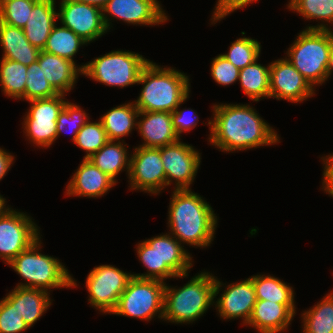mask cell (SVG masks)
Here are the masks:
<instances>
[{
	"label": "cell",
	"instance_id": "cell-1",
	"mask_svg": "<svg viewBox=\"0 0 333 333\" xmlns=\"http://www.w3.org/2000/svg\"><path fill=\"white\" fill-rule=\"evenodd\" d=\"M208 141L222 152L244 151L280 143L276 130L250 104H213Z\"/></svg>",
	"mask_w": 333,
	"mask_h": 333
},
{
	"label": "cell",
	"instance_id": "cell-2",
	"mask_svg": "<svg viewBox=\"0 0 333 333\" xmlns=\"http://www.w3.org/2000/svg\"><path fill=\"white\" fill-rule=\"evenodd\" d=\"M203 196L189 189H174L168 209V227L181 244L211 246L218 218Z\"/></svg>",
	"mask_w": 333,
	"mask_h": 333
},
{
	"label": "cell",
	"instance_id": "cell-3",
	"mask_svg": "<svg viewBox=\"0 0 333 333\" xmlns=\"http://www.w3.org/2000/svg\"><path fill=\"white\" fill-rule=\"evenodd\" d=\"M137 84L143 85L134 101L139 111L171 113L190 95V80L186 73L158 66L151 60L142 69Z\"/></svg>",
	"mask_w": 333,
	"mask_h": 333
},
{
	"label": "cell",
	"instance_id": "cell-4",
	"mask_svg": "<svg viewBox=\"0 0 333 333\" xmlns=\"http://www.w3.org/2000/svg\"><path fill=\"white\" fill-rule=\"evenodd\" d=\"M136 250L139 261L148 270L141 274L132 273L137 278L163 282L176 277L185 278L193 267L191 254L169 232L139 242Z\"/></svg>",
	"mask_w": 333,
	"mask_h": 333
},
{
	"label": "cell",
	"instance_id": "cell-5",
	"mask_svg": "<svg viewBox=\"0 0 333 333\" xmlns=\"http://www.w3.org/2000/svg\"><path fill=\"white\" fill-rule=\"evenodd\" d=\"M201 272L182 287L165 283L163 320L175 324L197 321L214 305L215 276Z\"/></svg>",
	"mask_w": 333,
	"mask_h": 333
},
{
	"label": "cell",
	"instance_id": "cell-6",
	"mask_svg": "<svg viewBox=\"0 0 333 333\" xmlns=\"http://www.w3.org/2000/svg\"><path fill=\"white\" fill-rule=\"evenodd\" d=\"M41 244L40 237L8 264L25 281L17 286L41 289L49 293L53 288H76L77 280L71 276L65 264L58 258L40 253Z\"/></svg>",
	"mask_w": 333,
	"mask_h": 333
},
{
	"label": "cell",
	"instance_id": "cell-7",
	"mask_svg": "<svg viewBox=\"0 0 333 333\" xmlns=\"http://www.w3.org/2000/svg\"><path fill=\"white\" fill-rule=\"evenodd\" d=\"M332 31L303 29L286 52L285 58L313 88L327 81V64L333 44Z\"/></svg>",
	"mask_w": 333,
	"mask_h": 333
},
{
	"label": "cell",
	"instance_id": "cell-8",
	"mask_svg": "<svg viewBox=\"0 0 333 333\" xmlns=\"http://www.w3.org/2000/svg\"><path fill=\"white\" fill-rule=\"evenodd\" d=\"M149 61L139 53L113 50L83 64L82 75L107 86L124 88L138 83Z\"/></svg>",
	"mask_w": 333,
	"mask_h": 333
},
{
	"label": "cell",
	"instance_id": "cell-9",
	"mask_svg": "<svg viewBox=\"0 0 333 333\" xmlns=\"http://www.w3.org/2000/svg\"><path fill=\"white\" fill-rule=\"evenodd\" d=\"M165 283L156 279L132 277L111 314L151 321L163 319Z\"/></svg>",
	"mask_w": 333,
	"mask_h": 333
},
{
	"label": "cell",
	"instance_id": "cell-10",
	"mask_svg": "<svg viewBox=\"0 0 333 333\" xmlns=\"http://www.w3.org/2000/svg\"><path fill=\"white\" fill-rule=\"evenodd\" d=\"M64 94L52 98L35 99L23 118L22 128L28 140L39 148H49L57 140V118L67 99Z\"/></svg>",
	"mask_w": 333,
	"mask_h": 333
},
{
	"label": "cell",
	"instance_id": "cell-11",
	"mask_svg": "<svg viewBox=\"0 0 333 333\" xmlns=\"http://www.w3.org/2000/svg\"><path fill=\"white\" fill-rule=\"evenodd\" d=\"M132 277V273H126L114 265L94 267L85 282L89 293L88 302L103 314L111 315Z\"/></svg>",
	"mask_w": 333,
	"mask_h": 333
},
{
	"label": "cell",
	"instance_id": "cell-12",
	"mask_svg": "<svg viewBox=\"0 0 333 333\" xmlns=\"http://www.w3.org/2000/svg\"><path fill=\"white\" fill-rule=\"evenodd\" d=\"M26 212L9 209L0 217V259L9 264L40 236V229Z\"/></svg>",
	"mask_w": 333,
	"mask_h": 333
},
{
	"label": "cell",
	"instance_id": "cell-13",
	"mask_svg": "<svg viewBox=\"0 0 333 333\" xmlns=\"http://www.w3.org/2000/svg\"><path fill=\"white\" fill-rule=\"evenodd\" d=\"M131 153L128 176L131 190L158 195L166 189V174L161 160L160 147L137 146Z\"/></svg>",
	"mask_w": 333,
	"mask_h": 333
},
{
	"label": "cell",
	"instance_id": "cell-14",
	"mask_svg": "<svg viewBox=\"0 0 333 333\" xmlns=\"http://www.w3.org/2000/svg\"><path fill=\"white\" fill-rule=\"evenodd\" d=\"M161 160L166 174V187L189 189L197 175L201 163V154L190 144L181 139L160 147Z\"/></svg>",
	"mask_w": 333,
	"mask_h": 333
},
{
	"label": "cell",
	"instance_id": "cell-15",
	"mask_svg": "<svg viewBox=\"0 0 333 333\" xmlns=\"http://www.w3.org/2000/svg\"><path fill=\"white\" fill-rule=\"evenodd\" d=\"M222 286L223 282L215 276L214 300H217L214 301V307L217 309V314L226 320L242 318V324L246 325L257 301L252 278L230 283L224 286L225 290ZM221 289L223 292L217 298Z\"/></svg>",
	"mask_w": 333,
	"mask_h": 333
},
{
	"label": "cell",
	"instance_id": "cell-16",
	"mask_svg": "<svg viewBox=\"0 0 333 333\" xmlns=\"http://www.w3.org/2000/svg\"><path fill=\"white\" fill-rule=\"evenodd\" d=\"M57 12L61 25L71 29L88 44L108 32L102 10L91 4L61 0Z\"/></svg>",
	"mask_w": 333,
	"mask_h": 333
},
{
	"label": "cell",
	"instance_id": "cell-17",
	"mask_svg": "<svg viewBox=\"0 0 333 333\" xmlns=\"http://www.w3.org/2000/svg\"><path fill=\"white\" fill-rule=\"evenodd\" d=\"M102 13L108 31L113 27L111 20L114 18L127 24L140 26L159 25L169 20L157 0H109L102 9Z\"/></svg>",
	"mask_w": 333,
	"mask_h": 333
},
{
	"label": "cell",
	"instance_id": "cell-18",
	"mask_svg": "<svg viewBox=\"0 0 333 333\" xmlns=\"http://www.w3.org/2000/svg\"><path fill=\"white\" fill-rule=\"evenodd\" d=\"M269 98L302 103L315 95V88L286 59H277L270 63Z\"/></svg>",
	"mask_w": 333,
	"mask_h": 333
},
{
	"label": "cell",
	"instance_id": "cell-19",
	"mask_svg": "<svg viewBox=\"0 0 333 333\" xmlns=\"http://www.w3.org/2000/svg\"><path fill=\"white\" fill-rule=\"evenodd\" d=\"M117 183L96 167L92 161L83 158L73 173L64 192L68 197L99 198Z\"/></svg>",
	"mask_w": 333,
	"mask_h": 333
},
{
	"label": "cell",
	"instance_id": "cell-20",
	"mask_svg": "<svg viewBox=\"0 0 333 333\" xmlns=\"http://www.w3.org/2000/svg\"><path fill=\"white\" fill-rule=\"evenodd\" d=\"M295 304H279L268 300L257 299L246 326L259 333L284 332L296 315Z\"/></svg>",
	"mask_w": 333,
	"mask_h": 333
},
{
	"label": "cell",
	"instance_id": "cell-21",
	"mask_svg": "<svg viewBox=\"0 0 333 333\" xmlns=\"http://www.w3.org/2000/svg\"><path fill=\"white\" fill-rule=\"evenodd\" d=\"M138 117L137 129L144 141L139 146L159 148L181 139L173 128L170 112L139 111Z\"/></svg>",
	"mask_w": 333,
	"mask_h": 333
},
{
	"label": "cell",
	"instance_id": "cell-22",
	"mask_svg": "<svg viewBox=\"0 0 333 333\" xmlns=\"http://www.w3.org/2000/svg\"><path fill=\"white\" fill-rule=\"evenodd\" d=\"M38 62L45 78L59 94L67 95L73 90L79 75H82L83 65L43 50L40 51Z\"/></svg>",
	"mask_w": 333,
	"mask_h": 333
},
{
	"label": "cell",
	"instance_id": "cell-23",
	"mask_svg": "<svg viewBox=\"0 0 333 333\" xmlns=\"http://www.w3.org/2000/svg\"><path fill=\"white\" fill-rule=\"evenodd\" d=\"M55 0H37L31 10L24 33L32 46L43 50L51 30L58 22Z\"/></svg>",
	"mask_w": 333,
	"mask_h": 333
},
{
	"label": "cell",
	"instance_id": "cell-24",
	"mask_svg": "<svg viewBox=\"0 0 333 333\" xmlns=\"http://www.w3.org/2000/svg\"><path fill=\"white\" fill-rule=\"evenodd\" d=\"M6 297L16 303V309L30 328L52 305L50 293L41 289L15 286Z\"/></svg>",
	"mask_w": 333,
	"mask_h": 333
},
{
	"label": "cell",
	"instance_id": "cell-25",
	"mask_svg": "<svg viewBox=\"0 0 333 333\" xmlns=\"http://www.w3.org/2000/svg\"><path fill=\"white\" fill-rule=\"evenodd\" d=\"M0 45L2 58L20 62L30 66L38 60L40 49L32 46L25 36L24 30L0 22Z\"/></svg>",
	"mask_w": 333,
	"mask_h": 333
},
{
	"label": "cell",
	"instance_id": "cell-26",
	"mask_svg": "<svg viewBox=\"0 0 333 333\" xmlns=\"http://www.w3.org/2000/svg\"><path fill=\"white\" fill-rule=\"evenodd\" d=\"M139 110L134 102L125 103L110 109L99 119L106 131L109 141H124L136 129ZM121 139V140H120Z\"/></svg>",
	"mask_w": 333,
	"mask_h": 333
},
{
	"label": "cell",
	"instance_id": "cell-27",
	"mask_svg": "<svg viewBox=\"0 0 333 333\" xmlns=\"http://www.w3.org/2000/svg\"><path fill=\"white\" fill-rule=\"evenodd\" d=\"M127 144L124 141H108L99 151L88 159L107 174L116 183V177L122 171H126L129 176L131 154H128ZM125 169V170H124Z\"/></svg>",
	"mask_w": 333,
	"mask_h": 333
},
{
	"label": "cell",
	"instance_id": "cell-28",
	"mask_svg": "<svg viewBox=\"0 0 333 333\" xmlns=\"http://www.w3.org/2000/svg\"><path fill=\"white\" fill-rule=\"evenodd\" d=\"M257 61L241 69L238 79L244 94L255 102L268 99L270 94V64L266 67Z\"/></svg>",
	"mask_w": 333,
	"mask_h": 333
},
{
	"label": "cell",
	"instance_id": "cell-29",
	"mask_svg": "<svg viewBox=\"0 0 333 333\" xmlns=\"http://www.w3.org/2000/svg\"><path fill=\"white\" fill-rule=\"evenodd\" d=\"M303 333H333V291L301 314Z\"/></svg>",
	"mask_w": 333,
	"mask_h": 333
},
{
	"label": "cell",
	"instance_id": "cell-30",
	"mask_svg": "<svg viewBox=\"0 0 333 333\" xmlns=\"http://www.w3.org/2000/svg\"><path fill=\"white\" fill-rule=\"evenodd\" d=\"M256 298L268 300L279 304H295L294 290L289 283L281 279L265 274L251 276Z\"/></svg>",
	"mask_w": 333,
	"mask_h": 333
},
{
	"label": "cell",
	"instance_id": "cell-31",
	"mask_svg": "<svg viewBox=\"0 0 333 333\" xmlns=\"http://www.w3.org/2000/svg\"><path fill=\"white\" fill-rule=\"evenodd\" d=\"M287 9L298 13L307 20H321L316 26L310 25L309 30H332L327 23L333 24V0H290ZM326 22V23H325Z\"/></svg>",
	"mask_w": 333,
	"mask_h": 333
},
{
	"label": "cell",
	"instance_id": "cell-32",
	"mask_svg": "<svg viewBox=\"0 0 333 333\" xmlns=\"http://www.w3.org/2000/svg\"><path fill=\"white\" fill-rule=\"evenodd\" d=\"M28 66L6 58L0 60V84L4 95L12 99L25 100Z\"/></svg>",
	"mask_w": 333,
	"mask_h": 333
},
{
	"label": "cell",
	"instance_id": "cell-33",
	"mask_svg": "<svg viewBox=\"0 0 333 333\" xmlns=\"http://www.w3.org/2000/svg\"><path fill=\"white\" fill-rule=\"evenodd\" d=\"M82 38L76 35L71 29L56 24L47 39L43 51L60 56L76 64L74 56L83 45L87 46Z\"/></svg>",
	"mask_w": 333,
	"mask_h": 333
},
{
	"label": "cell",
	"instance_id": "cell-34",
	"mask_svg": "<svg viewBox=\"0 0 333 333\" xmlns=\"http://www.w3.org/2000/svg\"><path fill=\"white\" fill-rule=\"evenodd\" d=\"M260 53V42L244 36L231 43L228 52L221 55L241 70L258 60Z\"/></svg>",
	"mask_w": 333,
	"mask_h": 333
},
{
	"label": "cell",
	"instance_id": "cell-35",
	"mask_svg": "<svg viewBox=\"0 0 333 333\" xmlns=\"http://www.w3.org/2000/svg\"><path fill=\"white\" fill-rule=\"evenodd\" d=\"M108 141L109 139L101 121L91 122L89 119L79 130L73 143L86 152L83 158L88 159Z\"/></svg>",
	"mask_w": 333,
	"mask_h": 333
},
{
	"label": "cell",
	"instance_id": "cell-36",
	"mask_svg": "<svg viewBox=\"0 0 333 333\" xmlns=\"http://www.w3.org/2000/svg\"><path fill=\"white\" fill-rule=\"evenodd\" d=\"M26 77L25 101L47 99L59 95L42 73L38 60L28 66Z\"/></svg>",
	"mask_w": 333,
	"mask_h": 333
},
{
	"label": "cell",
	"instance_id": "cell-37",
	"mask_svg": "<svg viewBox=\"0 0 333 333\" xmlns=\"http://www.w3.org/2000/svg\"><path fill=\"white\" fill-rule=\"evenodd\" d=\"M37 0H0V22L23 29Z\"/></svg>",
	"mask_w": 333,
	"mask_h": 333
},
{
	"label": "cell",
	"instance_id": "cell-38",
	"mask_svg": "<svg viewBox=\"0 0 333 333\" xmlns=\"http://www.w3.org/2000/svg\"><path fill=\"white\" fill-rule=\"evenodd\" d=\"M89 119L86 111H84L79 105L67 101L57 118V139L67 127H70L69 129L72 130L71 133L73 135L71 140L74 142L77 133Z\"/></svg>",
	"mask_w": 333,
	"mask_h": 333
},
{
	"label": "cell",
	"instance_id": "cell-39",
	"mask_svg": "<svg viewBox=\"0 0 333 333\" xmlns=\"http://www.w3.org/2000/svg\"><path fill=\"white\" fill-rule=\"evenodd\" d=\"M29 327L12 303L6 296L0 300V333H20Z\"/></svg>",
	"mask_w": 333,
	"mask_h": 333
},
{
	"label": "cell",
	"instance_id": "cell-40",
	"mask_svg": "<svg viewBox=\"0 0 333 333\" xmlns=\"http://www.w3.org/2000/svg\"><path fill=\"white\" fill-rule=\"evenodd\" d=\"M210 71L211 77L221 86L234 84L239 79L240 70L221 54L212 59Z\"/></svg>",
	"mask_w": 333,
	"mask_h": 333
},
{
	"label": "cell",
	"instance_id": "cell-41",
	"mask_svg": "<svg viewBox=\"0 0 333 333\" xmlns=\"http://www.w3.org/2000/svg\"><path fill=\"white\" fill-rule=\"evenodd\" d=\"M188 98L189 96L182 103H180L173 112H171L173 128L175 129V132L179 138L182 137V133H189L192 129H194L199 121L198 114H196L197 112H195V110L190 108H185L182 110L179 109L181 104L185 103Z\"/></svg>",
	"mask_w": 333,
	"mask_h": 333
},
{
	"label": "cell",
	"instance_id": "cell-42",
	"mask_svg": "<svg viewBox=\"0 0 333 333\" xmlns=\"http://www.w3.org/2000/svg\"><path fill=\"white\" fill-rule=\"evenodd\" d=\"M258 0H217L214 8L211 24H216L235 10L245 8L247 5Z\"/></svg>",
	"mask_w": 333,
	"mask_h": 333
},
{
	"label": "cell",
	"instance_id": "cell-43",
	"mask_svg": "<svg viewBox=\"0 0 333 333\" xmlns=\"http://www.w3.org/2000/svg\"><path fill=\"white\" fill-rule=\"evenodd\" d=\"M323 162L322 190L329 196L333 197V153L321 157Z\"/></svg>",
	"mask_w": 333,
	"mask_h": 333
},
{
	"label": "cell",
	"instance_id": "cell-44",
	"mask_svg": "<svg viewBox=\"0 0 333 333\" xmlns=\"http://www.w3.org/2000/svg\"><path fill=\"white\" fill-rule=\"evenodd\" d=\"M15 156L0 147V181L6 176L14 163Z\"/></svg>",
	"mask_w": 333,
	"mask_h": 333
},
{
	"label": "cell",
	"instance_id": "cell-45",
	"mask_svg": "<svg viewBox=\"0 0 333 333\" xmlns=\"http://www.w3.org/2000/svg\"><path fill=\"white\" fill-rule=\"evenodd\" d=\"M73 1L91 4L93 6L100 8L101 10L109 2V0H73Z\"/></svg>",
	"mask_w": 333,
	"mask_h": 333
},
{
	"label": "cell",
	"instance_id": "cell-46",
	"mask_svg": "<svg viewBox=\"0 0 333 333\" xmlns=\"http://www.w3.org/2000/svg\"><path fill=\"white\" fill-rule=\"evenodd\" d=\"M333 72V44L330 50L328 64H327V80L330 78L329 76Z\"/></svg>",
	"mask_w": 333,
	"mask_h": 333
},
{
	"label": "cell",
	"instance_id": "cell-47",
	"mask_svg": "<svg viewBox=\"0 0 333 333\" xmlns=\"http://www.w3.org/2000/svg\"><path fill=\"white\" fill-rule=\"evenodd\" d=\"M6 199L0 195V217H2L12 207L6 206Z\"/></svg>",
	"mask_w": 333,
	"mask_h": 333
}]
</instances>
